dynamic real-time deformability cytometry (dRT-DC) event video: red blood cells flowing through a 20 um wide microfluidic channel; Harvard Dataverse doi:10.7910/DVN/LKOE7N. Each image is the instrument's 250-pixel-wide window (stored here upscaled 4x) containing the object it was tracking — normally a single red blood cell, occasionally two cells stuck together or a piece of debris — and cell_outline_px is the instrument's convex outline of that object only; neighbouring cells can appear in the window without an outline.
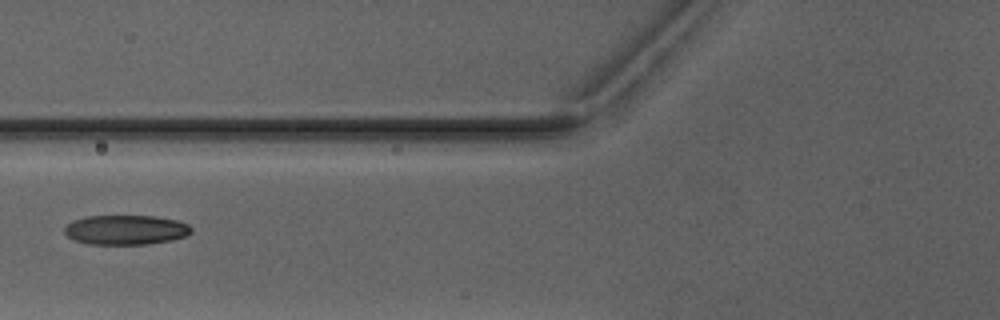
{"species": "Egyptian fruit bat (a non-hibernating species)", "species_latin": "Rousettus aegyptiacus", "temperature_condition": "warm", "stored_images_in_passage": 7, "camera_frame_rate_fps": 3000, "um_per_image_px": 0.085, "animal": {"sex": "male"}, "frame": {"image": 1, "passage_image": 6, "time_ms": 6.0, "image_size_px": [1000, 320], "cell_outline_px": [[192, 232], [184, 236], [172, 240], [148, 244], [88, 244], [72, 240], [64, 232], [64, 228], [72, 220], [84, 216], [156, 216], [176, 220], [188, 224], [192, 228]], "centroid_in_image_um": [10.67, 19.53], "position_along_channel_um": 115.1, "area_um2": 22.02}}
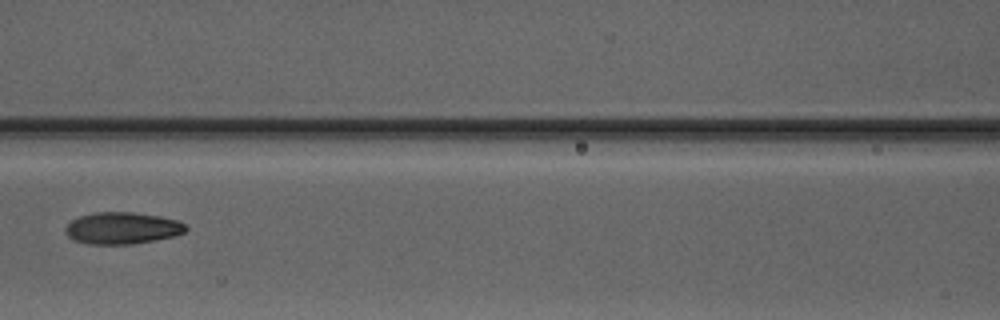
{"frame": {"image": 2, "passage_image": 7, "time_ms": 7.0, "image_size_px": [1000, 320], "cell_outline_px": [[188, 228], [184, 232], [172, 236], [132, 244], [88, 244], [72, 240], [68, 236], [64, 228], [72, 220], [80, 216], [96, 212], [132, 212], [160, 216], [176, 220], [184, 224]], "centroid_in_image_um": [10.35, 19.39], "position_along_channel_um": 156.2, "area_um2": 22.14}}